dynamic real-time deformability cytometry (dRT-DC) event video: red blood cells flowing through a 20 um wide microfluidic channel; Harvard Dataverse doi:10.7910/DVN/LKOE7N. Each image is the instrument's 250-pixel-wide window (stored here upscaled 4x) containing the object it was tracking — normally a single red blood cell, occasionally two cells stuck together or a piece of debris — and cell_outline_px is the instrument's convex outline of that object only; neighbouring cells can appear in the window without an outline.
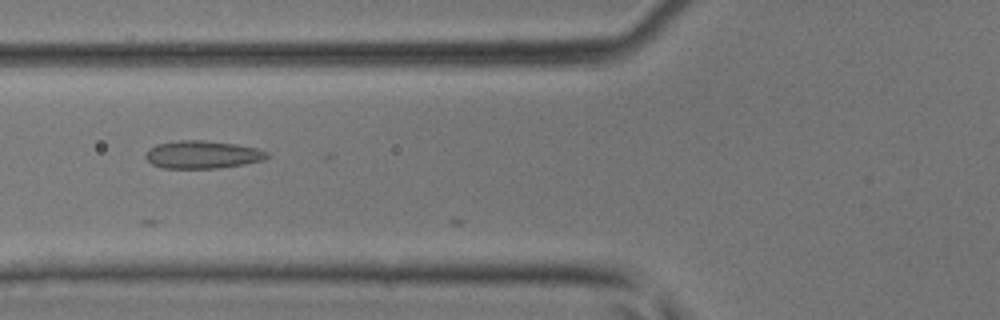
{"species": "common noctule bat (a hibernating species)", "species_latin": "Nyctalus noctula", "temperature_condition": "room temperature", "stored_images_in_passage": 5, "camera_frame_rate_fps": 3000, "um_per_image_px": 0.085, "animal": {"sex": "male", "body_mass_g": 17.9, "forearm_length_mm": 54.2}, "frame": {"image": 1, "passage_image": 2, "time_ms": 0.333, "image_size_px": [1000, 320], "cell_outline_px": [[268, 156], [264, 160], [244, 164], [220, 168], [160, 168], [152, 164], [144, 156], [148, 148], [156, 144], [180, 140], [204, 140], [236, 144], [256, 148], [268, 152]], "centroid_in_image_um": [17.18, 13.14], "position_along_channel_um": 108.6, "area_um2": 19.77}}
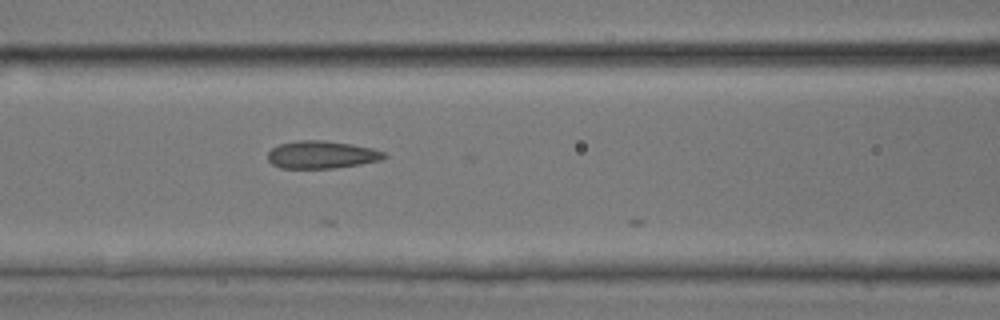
{"frame": {"image": 2, "passage_image": 4, "time_ms": 1.0, "image_size_px": [1000, 320], "cell_outline_px": [[388, 156], [380, 160], [360, 164], [332, 168], [280, 168], [272, 164], [268, 160], [268, 152], [272, 148], [280, 144], [296, 140], [324, 140], [352, 144], [372, 148], [384, 152]], "centroid_in_image_um": [27.33, 13.14], "position_along_channel_um": 139.3, "area_um2": 18.73}}